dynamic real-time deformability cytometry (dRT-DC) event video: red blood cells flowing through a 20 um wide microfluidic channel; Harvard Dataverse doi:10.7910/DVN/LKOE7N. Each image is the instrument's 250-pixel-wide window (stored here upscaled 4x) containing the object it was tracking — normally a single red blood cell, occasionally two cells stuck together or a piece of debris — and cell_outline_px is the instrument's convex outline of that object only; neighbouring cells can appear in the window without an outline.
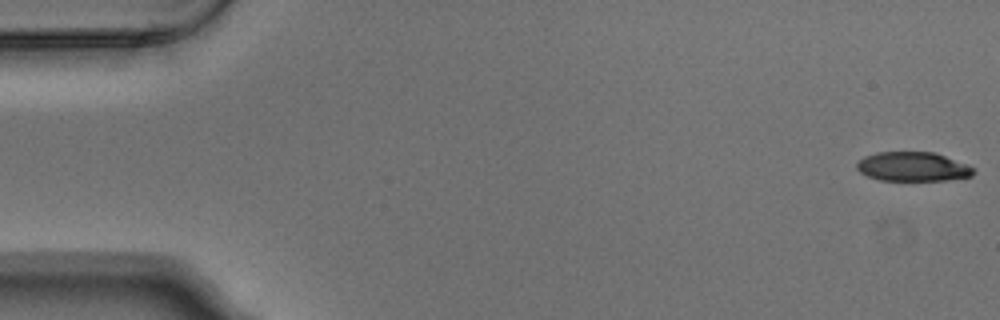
{"species": "Egyptian fruit bat (a non-hibernating species)", "species_latin": "Rousettus aegyptiacus", "temperature_condition": "warm", "stored_images_in_passage": 5, "camera_frame_rate_fps": 3000, "um_per_image_px": 0.085, "animal": {"sex": "male"}, "frame": {"image": 1, "passage_image": 1, "time_ms": 0.0, "image_size_px": [1000, 320], "cell_outline_px": [[976, 172], [972, 176], [944, 180], [880, 180], [868, 176], [860, 172], [856, 168], [856, 164], [864, 156], [876, 152], [936, 152], [968, 164], [976, 168]], "centroid_in_image_um": [77.63, 14.15], "position_along_channel_um": 7.4, "area_um2": 20.06}}
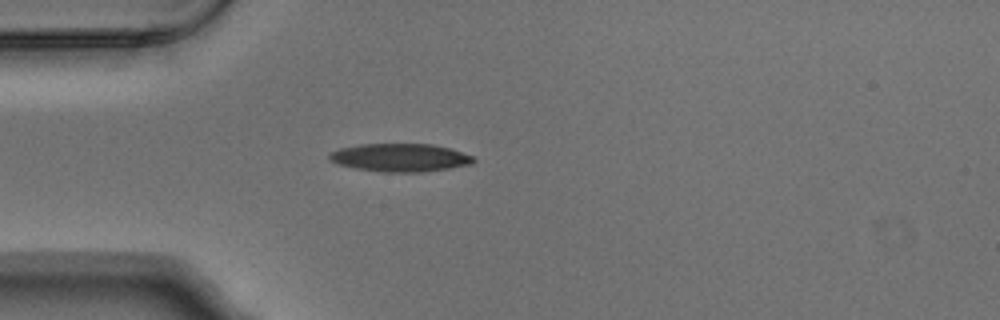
{"frame": {"image": 2, "passage_image": 5, "time_ms": 1.333, "image_size_px": [1000, 320], "cell_outline_px": [[476, 160], [472, 164], [424, 172], [380, 172], [356, 168], [340, 164], [328, 160], [328, 152], [340, 148], [360, 144], [432, 144], [452, 148], [472, 156]], "centroid_in_image_um": [34.0, 13.39], "position_along_channel_um": 51.0, "area_um2": 23.7}}